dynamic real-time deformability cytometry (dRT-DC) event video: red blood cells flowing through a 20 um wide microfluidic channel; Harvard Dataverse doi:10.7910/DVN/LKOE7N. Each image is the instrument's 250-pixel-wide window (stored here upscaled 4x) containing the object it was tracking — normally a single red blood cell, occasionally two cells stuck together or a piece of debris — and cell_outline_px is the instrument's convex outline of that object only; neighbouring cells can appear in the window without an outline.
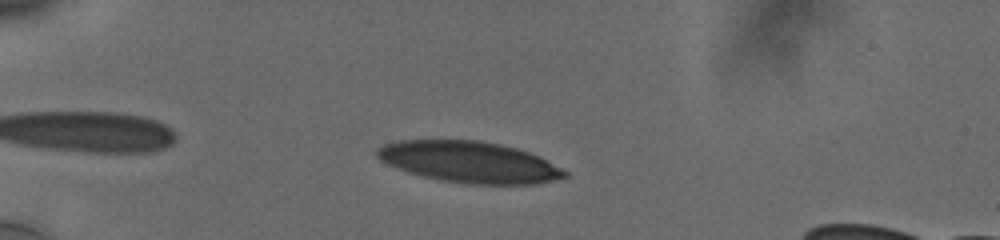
{"species": "human", "species_latin": "Homo sapiens", "temperature_condition": "cold", "stored_images_in_passage": 41, "camera_frame_rate_fps": 3000, "um_per_image_px": 0.085, "donor": {"sex": "male"}, "frame": {"image": 1, "passage_image": 6, "time_ms": 1.667, "image_size_px": [1000, 240], "cell_outline_px": [[568, 176], [536, 184], [468, 184], [440, 180], [408, 172], [388, 164], [380, 160], [376, 156], [376, 152], [384, 144], [400, 140], [476, 140], [500, 144], [516, 148], [528, 152], [568, 172]], "centroid_in_image_um": [39.86, 13.77], "position_along_channel_um": 45.1, "area_um2": 44.56}}
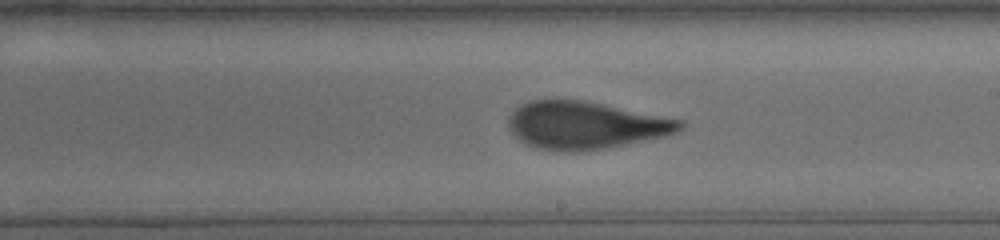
{"frame": {"image": 2, "passage_image": 25, "time_ms": 8.0, "image_size_px": [1000, 240], "cell_outline_px": [[684, 124], [680, 128], [664, 136], [608, 148], [580, 152], [556, 152], [536, 148], [520, 140], [508, 128], [508, 120], [512, 112], [520, 104], [532, 100], [580, 100], [680, 120]], "centroid_in_image_um": [49.66, 10.67], "position_along_channel_um": 239.3, "area_um2": 46.88}}
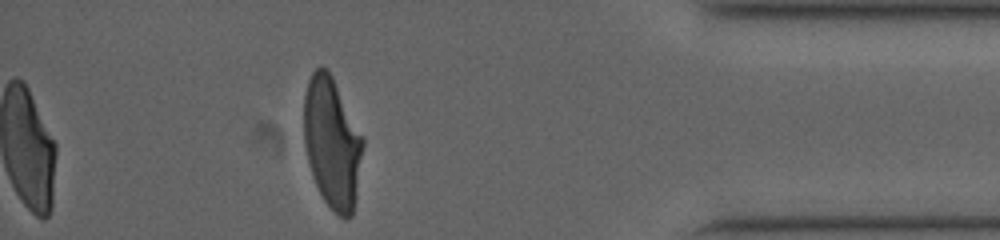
{"frame": {"image": 3, "passage_image": 41, "time_ms": 13.333, "image_size_px": [1000, 240], "cell_outline_px": [[364, 144], [356, 196], [352, 216], [348, 220], [344, 220], [324, 200], [312, 176], [304, 144], [304, 96], [308, 80], [312, 72], [320, 64], [328, 68], [364, 140]], "centroid_in_image_um": [28.22, 12.12], "position_along_channel_um": 407.0, "area_um2": 44.8}, "authors_computed_cell_mechanics": {"area_um2": 46.8758, "velocity_mm_per_s": 3.7416, "shape_relaxation_time_tau1_ms": 4.9916, "shape_relaxation_time_tau2_ms": 1.026, "deformation_change_tau1": 0.2011, "deformation_change_tau2": 0.0889}}